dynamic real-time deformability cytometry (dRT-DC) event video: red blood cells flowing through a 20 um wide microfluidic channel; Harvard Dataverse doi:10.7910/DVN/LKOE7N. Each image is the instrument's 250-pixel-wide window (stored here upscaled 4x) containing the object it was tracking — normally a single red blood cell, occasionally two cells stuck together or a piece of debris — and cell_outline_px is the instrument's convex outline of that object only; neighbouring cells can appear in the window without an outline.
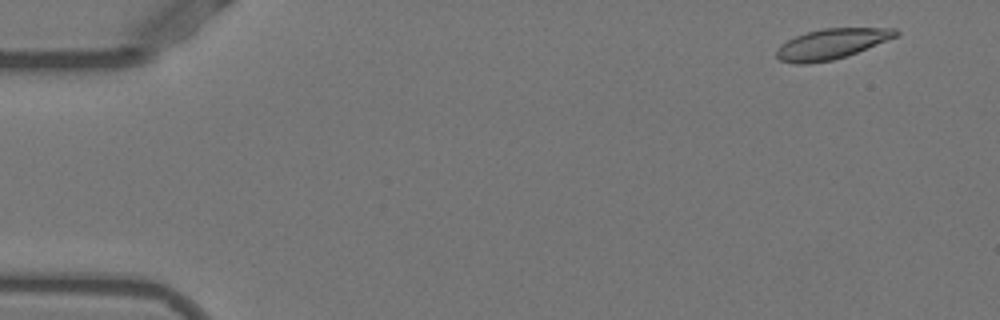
{"species": "Egyptian fruit bat (a non-hibernating species)", "species_latin": "Rousettus aegyptiacus", "temperature_condition": "warm", "stored_images_in_passage": 18, "camera_frame_rate_fps": 3000, "um_per_image_px": 0.085, "animal": {"sex": "female"}, "frame": {"image": 1, "passage_image": 3, "time_ms": 0.667, "image_size_px": [1000, 320], "cell_outline_px": [[900, 32], [896, 36], [848, 56], [832, 60], [808, 64], [796, 64], [780, 60], [776, 56], [776, 48], [780, 44], [796, 36], [808, 32], [824, 28], [896, 28]], "centroid_in_image_um": [70.65, 3.74], "position_along_channel_um": 14.4, "area_um2": 20.98}}
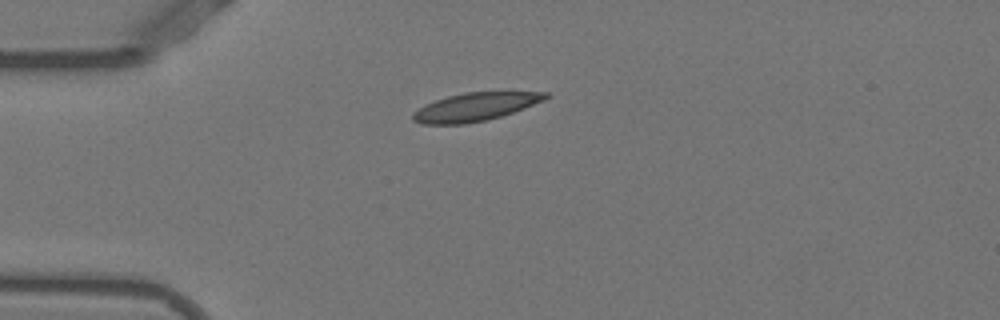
{"frame": {"image": 2, "passage_image": 13, "time_ms": 4.0, "image_size_px": [1000, 320], "cell_outline_px": [[548, 96], [544, 100], [524, 108], [500, 116], [484, 120], [464, 124], [420, 124], [412, 120], [412, 112], [424, 104], [448, 96], [464, 92], [548, 92]], "centroid_in_image_um": [40.32, 9.09], "position_along_channel_um": 44.7, "area_um2": 21.62}}